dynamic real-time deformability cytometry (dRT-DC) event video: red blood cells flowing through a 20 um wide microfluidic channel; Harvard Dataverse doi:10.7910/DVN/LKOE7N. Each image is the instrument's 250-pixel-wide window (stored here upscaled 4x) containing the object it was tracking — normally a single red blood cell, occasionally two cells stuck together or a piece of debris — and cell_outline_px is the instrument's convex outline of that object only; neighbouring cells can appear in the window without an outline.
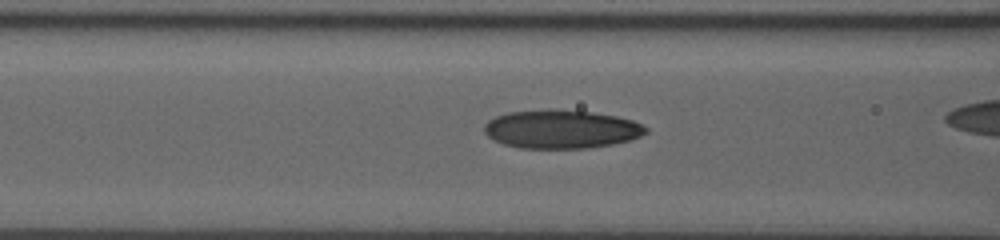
{"species": "human", "species_latin": "Homo sapiens", "temperature_condition": "room temperature", "stored_images_in_passage": 48, "camera_frame_rate_fps": 3000, "um_per_image_px": 0.085, "donor": {"sex": "male"}, "frame": {"image": 1, "passage_image": 27, "time_ms": 8.667, "image_size_px": [1000, 240], "cell_outline_px": [[648, 132], [632, 140], [612, 144], [584, 148], [520, 148], [504, 144], [488, 136], [484, 132], [484, 124], [488, 120], [496, 116], [508, 112], [548, 108], [560, 108], [592, 112], [616, 116], [632, 120], [648, 128]], "centroid_in_image_um": [47.7, 10.96], "position_along_channel_um": 118.9, "area_um2": 36.59}}
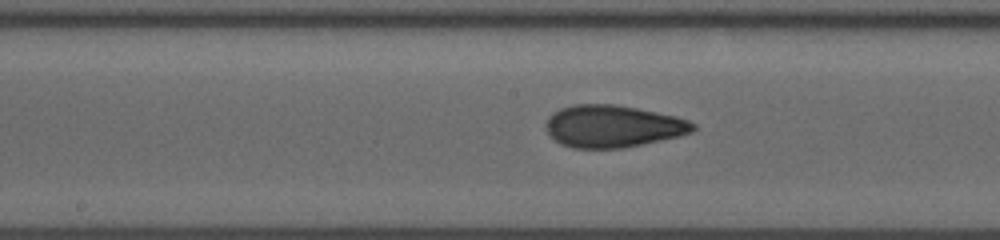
{"frame": {"image": 2, "passage_image": 33, "time_ms": 10.667, "image_size_px": [1000, 240], "cell_outline_px": [[696, 128], [692, 132], [680, 136], [624, 148], [572, 148], [560, 144], [548, 132], [544, 124], [548, 116], [552, 112], [560, 108], [576, 104], [616, 104], [676, 116], [688, 120], [696, 124]], "centroid_in_image_um": [52.08, 10.73], "position_along_channel_um": 196.1, "area_um2": 36.36}}
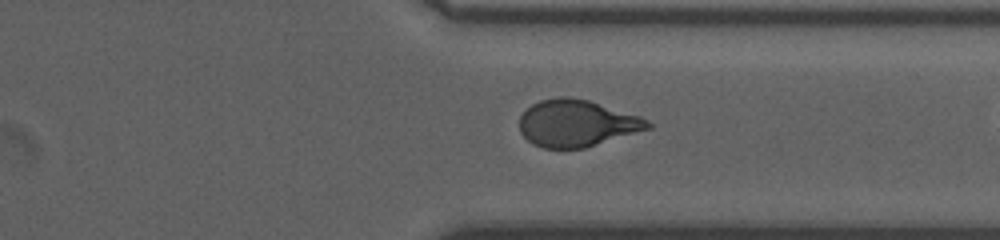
{"frame": {"image": 3, "passage_image": 46, "time_ms": 15.0, "image_size_px": [1000, 240], "cell_outline_px": [[652, 128], [584, 148], [544, 148], [532, 144], [520, 132], [520, 116], [532, 104], [540, 100], [560, 96], [568, 96], [588, 100], [640, 116], [648, 120], [652, 124]], "centroid_in_image_um": [49.03, 10.47], "position_along_channel_um": 362.4, "area_um2": 34.97}}